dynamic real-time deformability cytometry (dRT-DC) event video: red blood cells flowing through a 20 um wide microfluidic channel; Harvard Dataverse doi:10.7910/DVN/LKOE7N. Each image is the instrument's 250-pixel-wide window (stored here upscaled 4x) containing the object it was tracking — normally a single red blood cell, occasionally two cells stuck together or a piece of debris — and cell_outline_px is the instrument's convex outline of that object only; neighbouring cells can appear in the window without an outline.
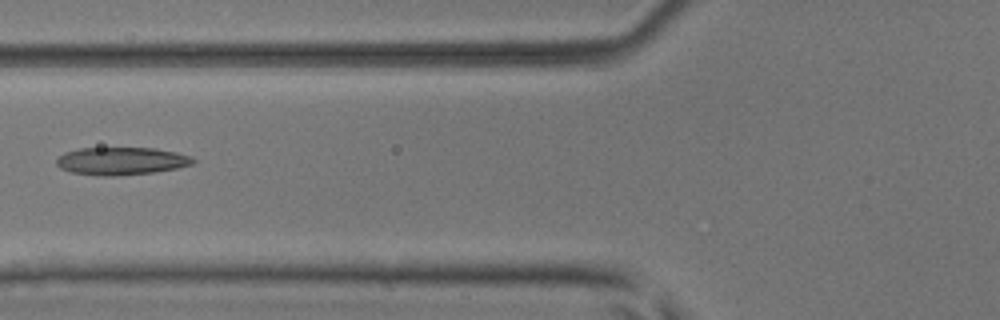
{"species": "common noctule bat (a hibernating species)", "species_latin": "Nyctalus noctula", "temperature_condition": "room temperature", "stored_images_in_passage": 6, "camera_frame_rate_fps": 3000, "um_per_image_px": 0.085, "animal": {"sex": "male", "body_mass_g": 17.9, "forearm_length_mm": 54.2}, "frame": {"image": 1, "passage_image": 6, "time_ms": 1.667, "image_size_px": [1000, 320], "cell_outline_px": [[196, 160], [192, 164], [176, 168], [152, 172], [120, 176], [96, 176], [72, 172], [60, 168], [56, 164], [56, 160], [64, 152], [80, 148], [152, 148], [176, 152], [192, 156]], "centroid_in_image_um": [10.3, 13.69], "position_along_channel_um": 115.5, "area_um2": 22.08}}